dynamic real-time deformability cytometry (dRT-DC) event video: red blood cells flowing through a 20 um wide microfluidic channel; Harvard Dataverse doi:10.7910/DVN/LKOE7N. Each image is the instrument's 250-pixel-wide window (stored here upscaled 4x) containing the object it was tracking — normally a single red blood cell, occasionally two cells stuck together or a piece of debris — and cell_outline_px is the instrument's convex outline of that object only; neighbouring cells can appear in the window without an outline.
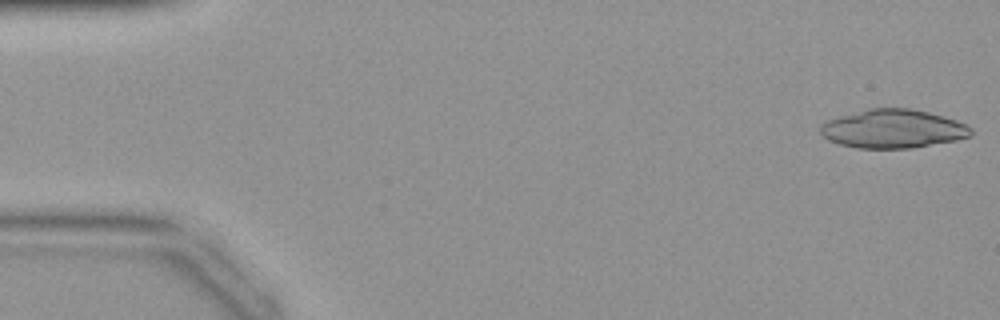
{"species": "common noctule bat (a hibernating species)", "species_latin": "Nyctalus noctula", "temperature_condition": "warm", "stored_images_in_passage": 15, "camera_frame_rate_fps": 3000, "um_per_image_px": 0.085, "animal": {"sex": "female", "body_mass_g": 19.9}, "frame": {"image": 1, "passage_image": 1, "time_ms": 0.0, "image_size_px": [1000, 320], "cell_outline_px": [[972, 136], [956, 140], [912, 148], [856, 148], [840, 144], [828, 140], [820, 132], [820, 124], [828, 120], [840, 116], [868, 108], [912, 108], [944, 116], [956, 120], [972, 128]], "centroid_in_image_um": [75.91, 10.95], "position_along_channel_um": 9.1, "area_um2": 33.93}}